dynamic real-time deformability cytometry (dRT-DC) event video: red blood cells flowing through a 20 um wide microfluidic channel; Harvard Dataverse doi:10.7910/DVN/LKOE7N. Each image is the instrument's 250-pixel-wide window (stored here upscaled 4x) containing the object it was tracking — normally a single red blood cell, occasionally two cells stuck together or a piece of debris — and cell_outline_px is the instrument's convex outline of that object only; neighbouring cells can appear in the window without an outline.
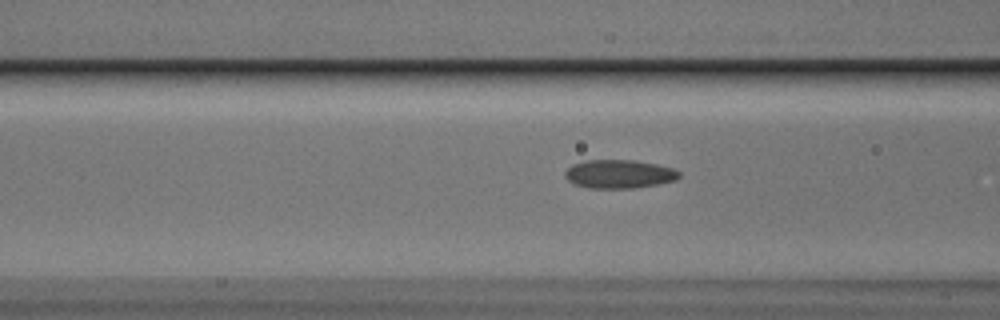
{"species": "Egyptian fruit bat (a non-hibernating species)", "species_latin": "Rousettus aegyptiacus", "temperature_condition": "cold", "stored_images_in_passage": 42, "camera_frame_rate_fps": 3000, "um_per_image_px": 0.085, "animal": {"sex": "male"}, "frame": {"image": 1, "passage_image": 15, "time_ms": 4.667, "image_size_px": [1000, 320], "cell_outline_px": [[680, 176], [676, 180], [656, 184], [632, 188], [588, 188], [576, 184], [568, 180], [564, 176], [564, 172], [572, 164], [584, 160], [632, 160], [656, 164], [672, 168], [680, 172]], "centroid_in_image_um": [52.6, 14.78], "position_along_channel_um": 114.0, "area_um2": 18.9}}
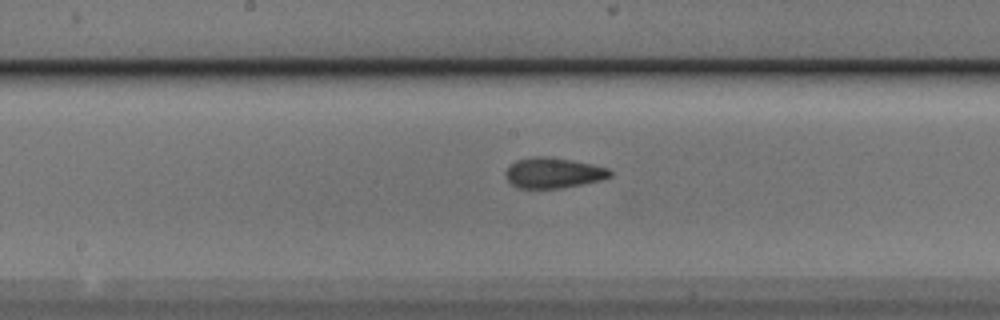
{"frame": {"image": 2, "passage_image": 22, "time_ms": 7.0, "image_size_px": [1000, 320], "cell_outline_px": [[612, 176], [600, 180], [560, 188], [516, 188], [504, 176], [504, 172], [508, 164], [516, 160], [532, 156], [548, 156], [572, 160], [592, 164], [608, 168], [612, 172]], "centroid_in_image_um": [46.97, 14.68], "position_along_channel_um": 201.2, "area_um2": 18.73}}
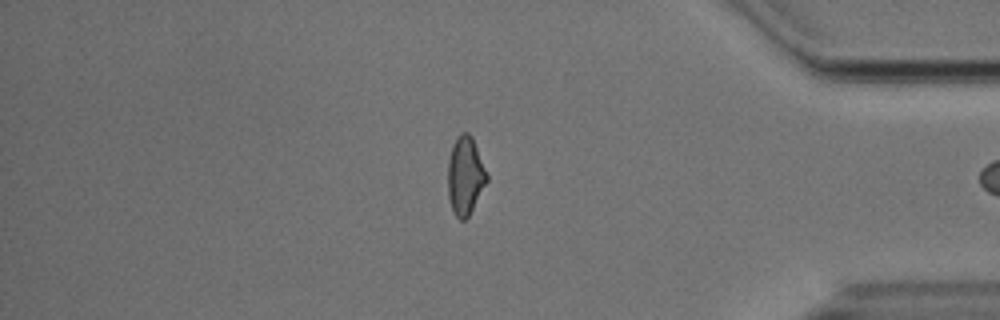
{"frame": {"image": 3, "passage_image": 40, "time_ms": 13.0, "image_size_px": [1000, 320], "cell_outline_px": [[488, 180], [468, 216], [464, 220], [460, 220], [456, 216], [452, 208], [448, 196], [448, 160], [452, 144], [456, 136], [460, 132], [468, 132], [472, 136], [488, 176]], "centroid_in_image_um": [39.53, 14.89], "position_along_channel_um": 395.7, "area_um2": 17.69}, "authors_computed_cell_mechanics": {"area_um2": 18.6694, "velocity_mm_per_s": 3.7278, "shape_relaxation_time_tau1_ms": 9.3748, "shape_relaxation_time_tau2_ms": 2.5105, "deformation_change_tau1": 0.1699, "deformation_change_tau2": 0.0817}}